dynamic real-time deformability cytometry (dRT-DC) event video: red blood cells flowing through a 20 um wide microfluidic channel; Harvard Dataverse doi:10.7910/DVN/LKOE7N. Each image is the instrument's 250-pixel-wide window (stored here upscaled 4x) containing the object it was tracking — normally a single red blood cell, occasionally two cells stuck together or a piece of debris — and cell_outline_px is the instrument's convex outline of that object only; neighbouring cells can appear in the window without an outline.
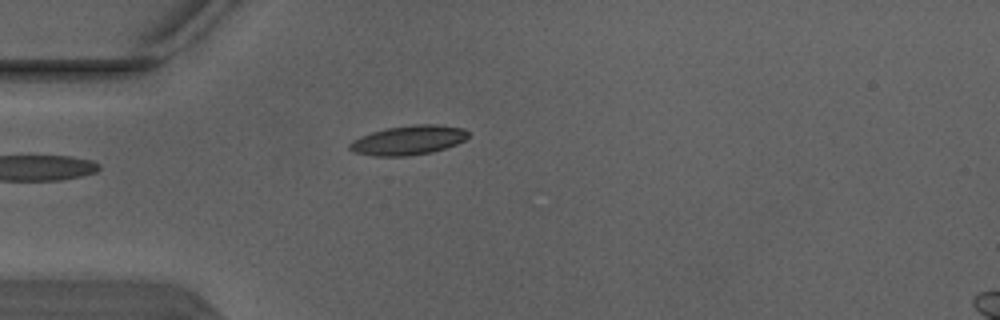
{"species": "Egyptian fruit bat (a non-hibernating species)", "species_latin": "Rousettus aegyptiacus", "temperature_condition": "warm", "stored_images_in_passage": 3, "camera_frame_rate_fps": 3000, "um_per_image_px": 0.085, "animal": {"sex": "male"}, "frame": {"image": 1, "passage_image": 3, "time_ms": 0.667, "image_size_px": [1000, 320], "cell_outline_px": [[468, 136], [464, 140], [456, 144], [432, 152], [408, 156], [372, 156], [352, 152], [348, 148], [348, 144], [352, 140], [360, 136], [372, 132], [388, 128], [412, 124], [436, 124], [464, 128], [468, 132]], "centroid_in_image_um": [34.67, 11.92], "position_along_channel_um": 50.3, "area_um2": 20.4}}